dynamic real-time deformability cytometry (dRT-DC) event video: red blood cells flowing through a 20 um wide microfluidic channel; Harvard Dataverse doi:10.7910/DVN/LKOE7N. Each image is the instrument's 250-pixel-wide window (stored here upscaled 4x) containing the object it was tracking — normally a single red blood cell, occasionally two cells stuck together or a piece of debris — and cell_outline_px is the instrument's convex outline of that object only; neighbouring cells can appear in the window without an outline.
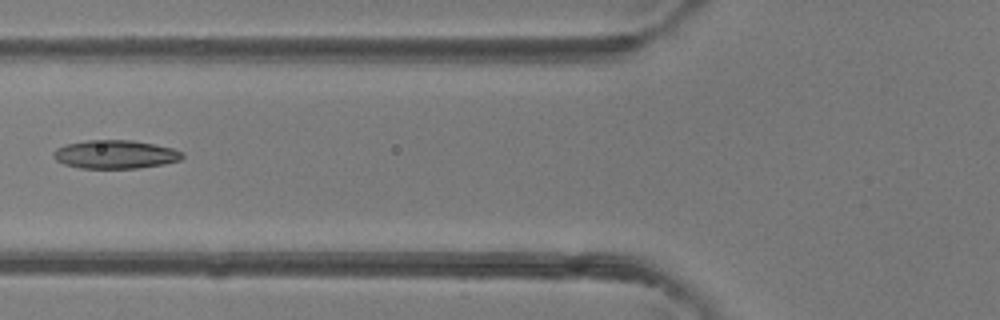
{"species": "common noctule bat (a hibernating species)", "species_latin": "Nyctalus noctula", "temperature_condition": "room temperature", "stored_images_in_passage": 6, "camera_frame_rate_fps": 3000, "um_per_image_px": 0.085, "animal": {"sex": "female"}, "frame": {"image": 1, "passage_image": 6, "time_ms": 5.667, "image_size_px": [1000, 320], "cell_outline_px": [[184, 156], [180, 160], [164, 164], [140, 168], [80, 168], [64, 164], [56, 160], [52, 156], [52, 152], [56, 148], [64, 144], [88, 140], [132, 140], [172, 148], [184, 152]], "centroid_in_image_um": [9.78, 13.12], "position_along_channel_um": 116.0, "area_um2": 21.5}}